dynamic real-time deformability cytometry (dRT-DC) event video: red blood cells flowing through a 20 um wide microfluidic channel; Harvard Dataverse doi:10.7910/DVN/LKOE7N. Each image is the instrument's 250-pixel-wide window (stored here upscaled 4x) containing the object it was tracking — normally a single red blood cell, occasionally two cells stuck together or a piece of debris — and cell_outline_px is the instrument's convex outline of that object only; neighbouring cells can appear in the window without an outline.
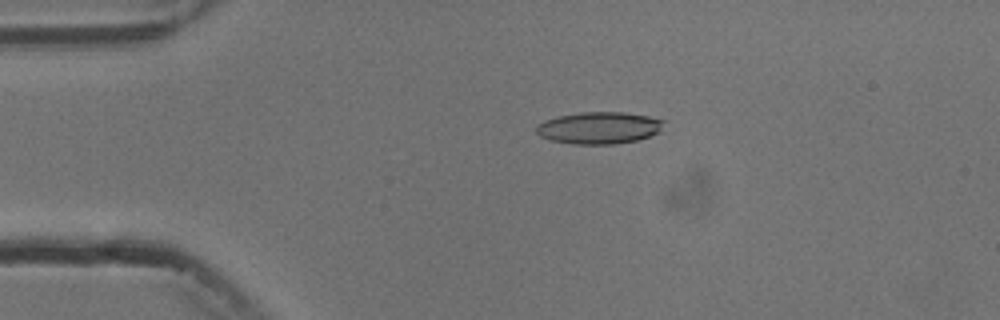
{"species": "common noctule bat (a hibernating species)", "species_latin": "Nyctalus noctula", "temperature_condition": "cold", "stored_images_in_passage": 3, "camera_frame_rate_fps": 3000, "um_per_image_px": 0.085, "animal": {"sex": "male", "body_mass_g": 13.3}, "frame": {"image": 1, "passage_image": 3, "time_ms": 2.333, "image_size_px": [1000, 320], "cell_outline_px": [[664, 120], [660, 128], [656, 132], [648, 136], [636, 140], [612, 144], [572, 144], [552, 140], [540, 136], [536, 132], [536, 124], [544, 120], [560, 116], [580, 112], [624, 112], [648, 116]], "centroid_in_image_um": [50.86, 10.86], "position_along_channel_um": 34.1, "area_um2": 23.47}}